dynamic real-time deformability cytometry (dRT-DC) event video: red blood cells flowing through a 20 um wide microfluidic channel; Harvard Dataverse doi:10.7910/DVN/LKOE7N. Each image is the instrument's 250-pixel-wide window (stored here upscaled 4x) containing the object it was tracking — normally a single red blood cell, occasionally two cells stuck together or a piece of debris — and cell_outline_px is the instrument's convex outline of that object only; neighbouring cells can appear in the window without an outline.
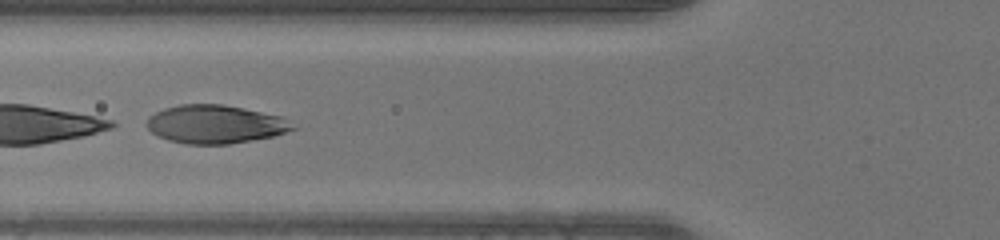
{"species": "human", "species_latin": "Homo sapiens", "temperature_condition": "warm", "stored_images_in_passage": 18, "segment_of_instrument_passage": [2, 2], "camera_frame_rate_fps": 3000, "um_per_image_px": 0.085, "donor": {"sex": "male"}, "frame": {"image": 1, "passage_image": 18, "time_ms": 5.667, "image_size_px": [1000, 240], "cell_outline_px": [[300, 128], [272, 136], [252, 140], [228, 144], [184, 144], [168, 140], [152, 132], [144, 124], [148, 116], [164, 108], [180, 104], [224, 104], [280, 116]], "centroid_in_image_um": [18.27, 10.56], "position_along_channel_um": 107.5, "area_um2": 32.71}}